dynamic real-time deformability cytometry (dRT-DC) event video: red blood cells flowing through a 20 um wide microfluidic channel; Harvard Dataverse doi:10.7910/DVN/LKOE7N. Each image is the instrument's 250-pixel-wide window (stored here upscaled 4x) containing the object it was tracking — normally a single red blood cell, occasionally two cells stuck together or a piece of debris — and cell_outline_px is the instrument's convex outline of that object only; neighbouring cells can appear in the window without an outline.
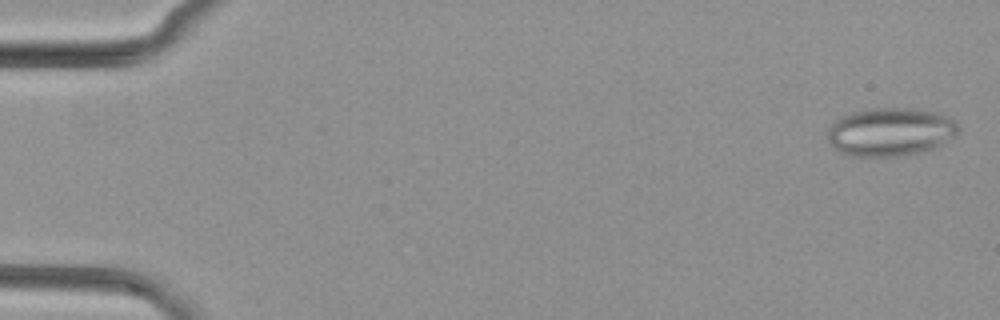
{"species": "common noctule bat (a hibernating species)", "species_latin": "Nyctalus noctula", "temperature_condition": "cold", "stored_images_in_passage": 6, "camera_frame_rate_fps": 3000, "um_per_image_px": 0.085, "animal": {"sex": "female", "body_mass_g": 29.2, "forearm_length_mm": 56.3}, "frame": {"image": 1, "passage_image": 1, "time_ms": 0.0, "image_size_px": [1000, 320], "cell_outline_px": [[960, 128], [952, 136], [940, 144], [932, 148], [900, 156], [852, 156], [840, 152], [828, 140], [828, 128], [840, 116], [864, 108], [912, 108], [936, 112], [948, 116], [956, 120]], "centroid_in_image_um": [75.66, 11.18], "position_along_channel_um": 9.3, "area_um2": 36.65}}